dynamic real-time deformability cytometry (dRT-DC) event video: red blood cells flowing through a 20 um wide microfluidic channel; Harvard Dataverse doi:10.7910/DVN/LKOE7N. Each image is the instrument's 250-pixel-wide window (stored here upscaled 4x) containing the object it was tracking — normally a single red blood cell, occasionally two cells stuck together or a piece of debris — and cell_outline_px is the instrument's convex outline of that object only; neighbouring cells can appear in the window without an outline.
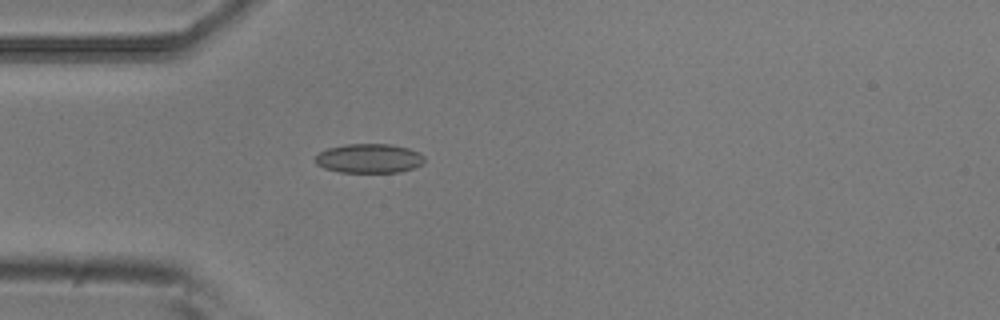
{"species": "common noctule bat (a hibernating species)", "species_latin": "Nyctalus noctula", "temperature_condition": "room temperature", "stored_images_in_passage": 5, "camera_frame_rate_fps": 3000, "um_per_image_px": 0.085, "animal": {"sex": "male", "body_mass_g": 20.5, "forearm_length_mm": 52.5}, "frame": {"image": 1, "passage_image": 5, "time_ms": 1.333, "image_size_px": [1000, 320], "cell_outline_px": [[424, 164], [400, 172], [340, 172], [324, 168], [316, 164], [316, 156], [320, 152], [328, 148], [344, 144], [392, 144], [408, 148], [420, 152], [424, 156]], "centroid_in_image_um": [31.4, 13.46], "position_along_channel_um": 53.6, "area_um2": 18.67}}